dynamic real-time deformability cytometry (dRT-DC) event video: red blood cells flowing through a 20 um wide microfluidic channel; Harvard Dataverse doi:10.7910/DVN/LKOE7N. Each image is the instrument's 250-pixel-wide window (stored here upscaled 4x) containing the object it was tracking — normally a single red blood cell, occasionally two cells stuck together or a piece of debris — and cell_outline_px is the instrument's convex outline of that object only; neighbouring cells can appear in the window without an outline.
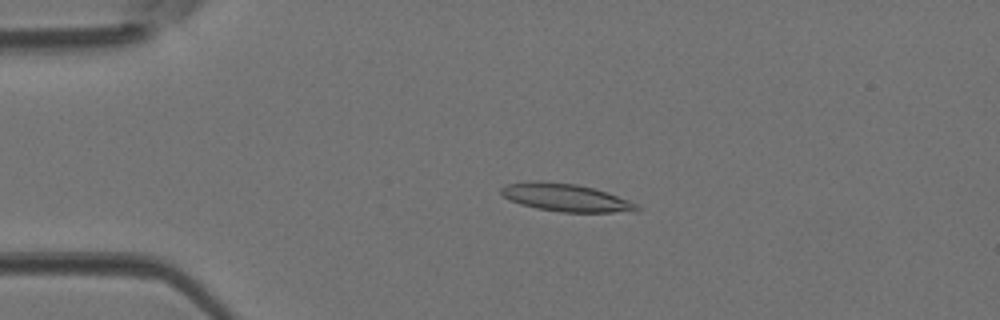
{"species": "Egyptian fruit bat (a non-hibernating species)", "species_latin": "Rousettus aegyptiacus", "temperature_condition": "room temperature", "stored_images_in_passage": 45, "camera_frame_rate_fps": 3000, "um_per_image_px": 0.085, "animal": {"sex": "female"}, "frame": {"image": 1, "passage_image": 10, "time_ms": 3.0, "image_size_px": [1000, 320], "cell_outline_px": [[640, 212], [560, 212], [536, 208], [520, 204], [504, 196], [500, 192], [500, 188], [508, 184], [536, 180], [540, 180], [576, 184], [592, 188], [640, 204]], "centroid_in_image_um": [48.12, 16.8], "position_along_channel_um": 36.9, "area_um2": 21.91}}
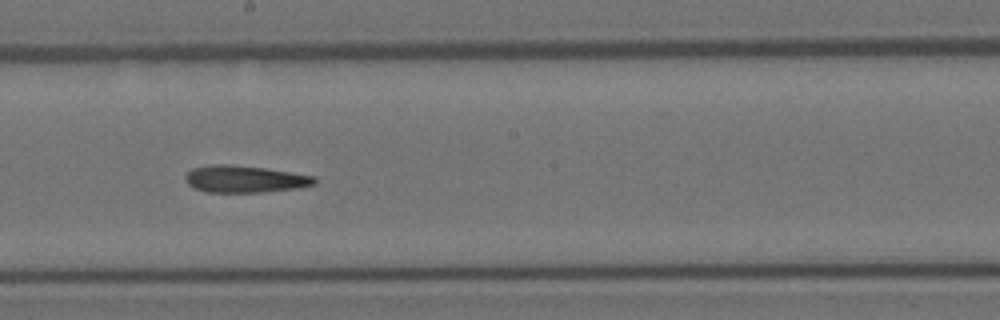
{"frame": {"image": 2, "passage_image": 25, "time_ms": 8.0, "image_size_px": [1000, 320], "cell_outline_px": [[316, 184], [296, 188], [264, 192], [208, 192], [196, 188], [188, 184], [184, 180], [184, 176], [192, 168], [208, 164], [232, 164], [264, 168], [316, 176]], "centroid_in_image_um": [20.78, 15.21], "position_along_channel_um": 227.4, "area_um2": 20.4}}
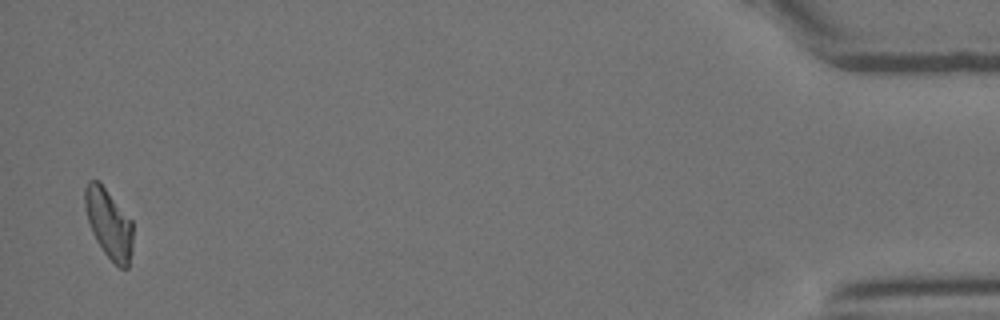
{"frame": {"image": 3, "passage_image": 44, "time_ms": 14.333, "image_size_px": [1000, 320], "cell_outline_px": [[132, 252], [128, 268], [120, 268], [104, 252], [96, 240], [92, 232], [88, 220], [84, 204], [84, 188], [88, 180], [100, 180], [132, 220]], "centroid_in_image_um": [9.25, 18.96], "position_along_channel_um": 426.0, "area_um2": 19.59}}